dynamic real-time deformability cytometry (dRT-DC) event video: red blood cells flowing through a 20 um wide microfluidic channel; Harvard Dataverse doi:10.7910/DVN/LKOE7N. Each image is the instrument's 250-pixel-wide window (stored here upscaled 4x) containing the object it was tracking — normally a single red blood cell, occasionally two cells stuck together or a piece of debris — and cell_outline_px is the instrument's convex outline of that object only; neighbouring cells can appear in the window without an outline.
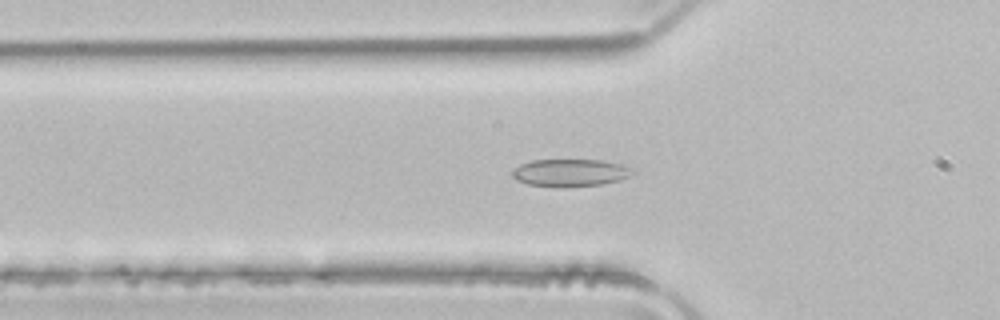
{"species": "common noctule bat (a hibernating species)", "species_latin": "Nyctalus noctula", "temperature_condition": "room temperature", "stored_images_in_passage": 37, "camera_frame_rate_fps": 3000, "um_per_image_px": 0.085, "animal": {"sex": "male", "body_mass_g": 21.5, "forearm_length_mm": 52.0}, "frame": {"image": 1, "passage_image": 3, "time_ms": 0.667, "image_size_px": [1000, 320], "cell_outline_px": [[636, 172], [632, 176], [620, 180], [600, 184], [564, 188], [560, 188], [528, 184], [516, 180], [512, 176], [512, 168], [520, 164], [532, 160], [600, 160], [620, 164], [632, 168]], "centroid_in_image_um": [48.46, 14.69], "position_along_channel_um": 77.3, "area_um2": 19.54}}
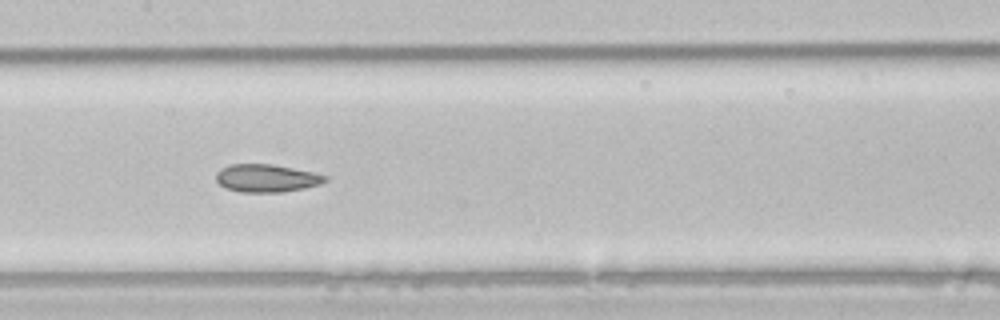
{"frame": {"image": 2, "passage_image": 11, "time_ms": 3.333, "image_size_px": [1000, 320], "cell_outline_px": [[328, 180], [320, 184], [304, 188], [280, 192], [240, 192], [224, 188], [216, 180], [216, 172], [220, 168], [228, 164], [272, 164], [312, 172], [328, 176]], "centroid_in_image_um": [22.62, 15.14], "position_along_channel_um": 184.8, "area_um2": 17.74}}
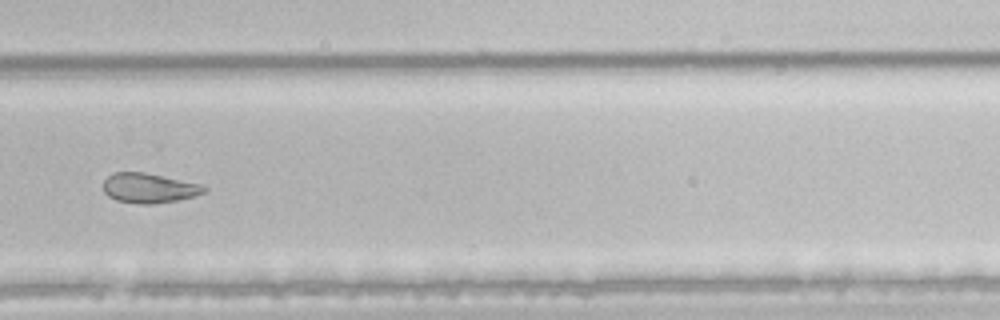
{"frame": {"image": 3, "passage_image": 21, "time_ms": 6.667, "image_size_px": [1000, 320], "cell_outline_px": [[208, 188], [204, 192], [192, 196], [176, 200], [152, 204], [140, 204], [116, 200], [108, 196], [104, 192], [104, 180], [108, 176], [116, 172], [144, 172], [200, 184]], "centroid_in_image_um": [12.63, 15.98], "position_along_channel_um": 317.2, "area_um2": 17.22}, "authors_computed_cell_mechanics": {"area_um2": 18.3226, "velocity_mm_per_s": 4.0006, "shape_relaxation_time_tau1_ms": null, "shape_relaxation_time_tau2_ms": 2.616, "deformation_change_tau1": null, "deformation_change_tau2": 0.0759}}